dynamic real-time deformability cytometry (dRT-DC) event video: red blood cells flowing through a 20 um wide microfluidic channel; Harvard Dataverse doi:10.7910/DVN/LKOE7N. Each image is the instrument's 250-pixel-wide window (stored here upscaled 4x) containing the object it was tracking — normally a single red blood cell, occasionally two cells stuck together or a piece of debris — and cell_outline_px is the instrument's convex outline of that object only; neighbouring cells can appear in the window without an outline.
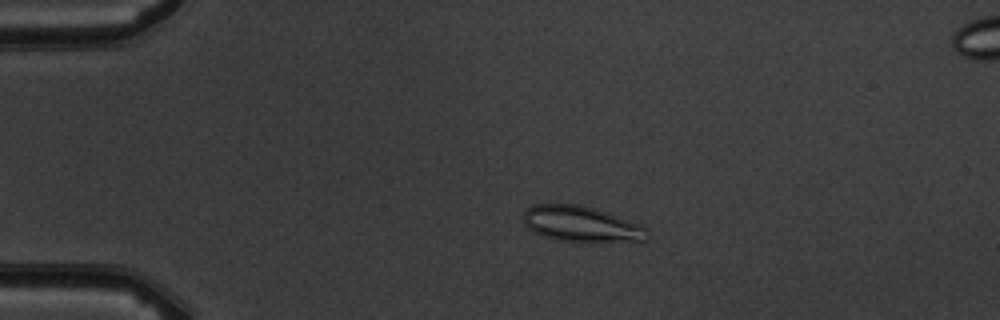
{"species": "common noctule bat (a hibernating species)", "species_latin": "Nyctalus noctula", "temperature_condition": "warm", "stored_images_in_passage": 5, "camera_frame_rate_fps": 3000, "um_per_image_px": 0.085, "animal": {"sex": "male", "body_mass_g": 19.5, "forearm_length_mm": 54.6}, "frame": {"image": 1, "passage_image": 3, "time_ms": 2.333, "image_size_px": [1000, 320], "cell_outline_px": [[648, 236], [644, 240], [588, 244], [560, 240], [544, 236], [532, 232], [524, 224], [524, 212], [532, 204], [576, 204], [592, 208], [640, 224], [648, 228]], "centroid_in_image_um": [49.41, 19.08], "position_along_channel_um": 35.6, "area_um2": 26.07}}